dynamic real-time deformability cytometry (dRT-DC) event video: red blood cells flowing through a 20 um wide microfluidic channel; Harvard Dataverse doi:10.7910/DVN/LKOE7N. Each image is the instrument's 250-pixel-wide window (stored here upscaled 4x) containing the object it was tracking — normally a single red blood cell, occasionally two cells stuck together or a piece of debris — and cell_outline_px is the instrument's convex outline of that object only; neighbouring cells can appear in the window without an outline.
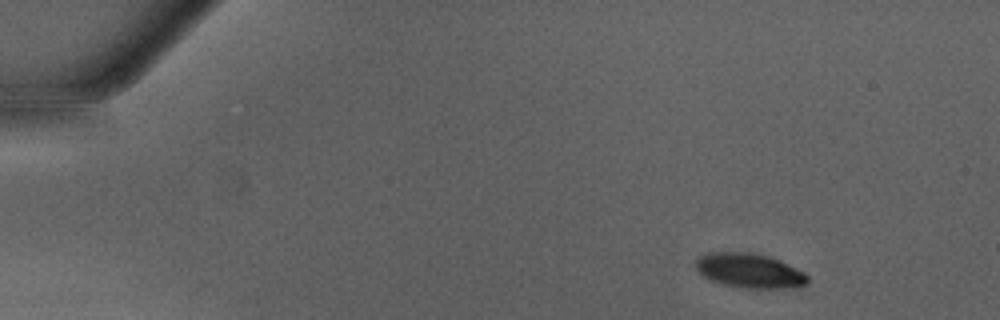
{"species": "Egyptian fruit bat (a non-hibernating species)", "species_latin": "Rousettus aegyptiacus", "temperature_condition": "warm", "stored_images_in_passage": 17, "camera_frame_rate_fps": 3000, "um_per_image_px": 0.085, "animal": {"sex": "male"}, "frame": {"image": 1, "passage_image": 1, "time_ms": 0.0, "image_size_px": [1000, 320], "cell_outline_px": [[808, 284], [784, 288], [740, 288], [720, 284], [708, 280], [696, 268], [696, 260], [700, 256], [708, 252], [748, 252], [768, 256], [804, 272], [808, 276]], "centroid_in_image_um": [63.66, 23.02], "position_along_channel_um": 21.3, "area_um2": 22.43}}
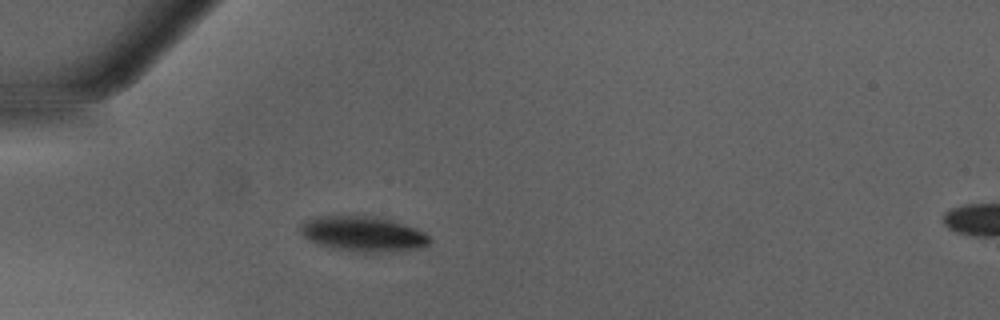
{"frame": {"image": 2, "passage_image": 10, "time_ms": 3.0, "image_size_px": [1000, 320], "cell_outline_px": [[432, 240], [428, 244], [416, 248], [380, 252], [356, 252], [328, 248], [308, 240], [300, 232], [300, 224], [304, 220], [316, 216], [364, 216], [388, 220], [416, 228], [424, 232]], "centroid_in_image_um": [30.78, 19.89], "position_along_channel_um": 54.2, "area_um2": 26.24}}
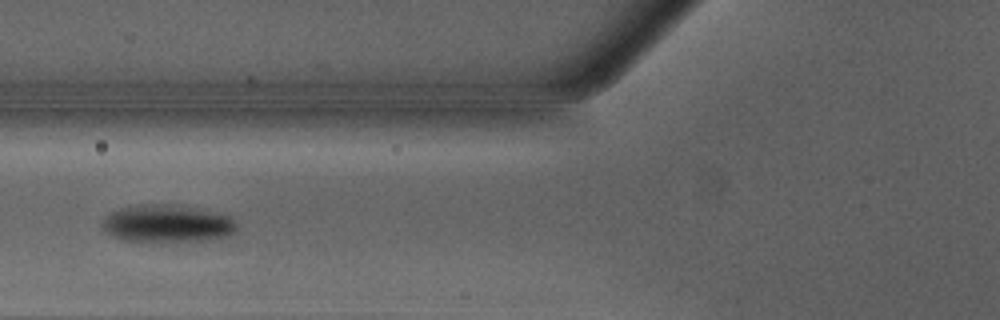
{"frame": {"image": 3, "passage_image": 15, "time_ms": 4.667, "image_size_px": [1000, 320], "cell_outline_px": [[236, 232], [228, 236], [212, 240], [160, 244], [124, 240], [108, 232], [100, 224], [104, 216], [108, 212], [120, 208], [140, 204], [176, 204], [228, 216], [236, 224]], "centroid_in_image_um": [14.18, 19.04], "position_along_channel_um": 111.6, "area_um2": 30.17}}